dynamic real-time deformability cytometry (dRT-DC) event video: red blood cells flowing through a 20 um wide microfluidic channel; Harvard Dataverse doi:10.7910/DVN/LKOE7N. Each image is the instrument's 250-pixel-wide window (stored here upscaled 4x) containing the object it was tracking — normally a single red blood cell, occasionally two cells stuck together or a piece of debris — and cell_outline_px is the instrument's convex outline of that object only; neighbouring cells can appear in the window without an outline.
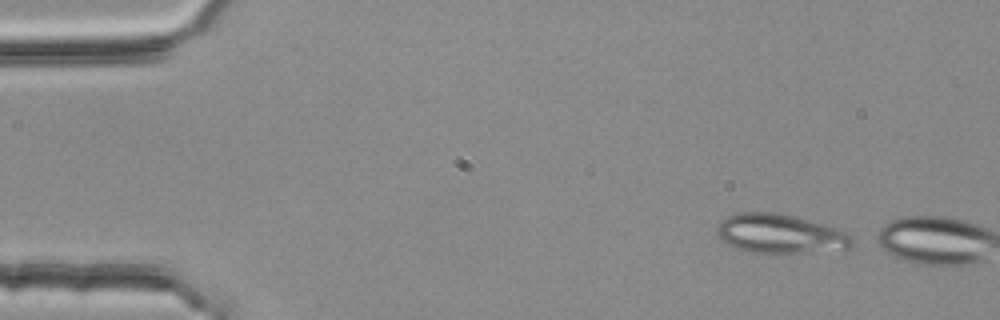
{"species": "common noctule bat (a hibernating species)", "species_latin": "Nyctalus noctula", "temperature_condition": "room temperature", "stored_images_in_passage": 3, "camera_frame_rate_fps": 3000, "um_per_image_px": 0.085, "animal": {"sex": "female", "body_mass_g": 25.1}, "frame": {"image": 1, "passage_image": 1, "time_ms": 0.0, "image_size_px": [1000, 320], "cell_outline_px": [[852, 248], [844, 252], [748, 252], [736, 248], [728, 244], [716, 232], [716, 228], [728, 216], [736, 212], [772, 212], [792, 216], [840, 228], [848, 232], [852, 236]], "centroid_in_image_um": [66.43, 19.89], "position_along_channel_um": 18.6, "area_um2": 31.04}}